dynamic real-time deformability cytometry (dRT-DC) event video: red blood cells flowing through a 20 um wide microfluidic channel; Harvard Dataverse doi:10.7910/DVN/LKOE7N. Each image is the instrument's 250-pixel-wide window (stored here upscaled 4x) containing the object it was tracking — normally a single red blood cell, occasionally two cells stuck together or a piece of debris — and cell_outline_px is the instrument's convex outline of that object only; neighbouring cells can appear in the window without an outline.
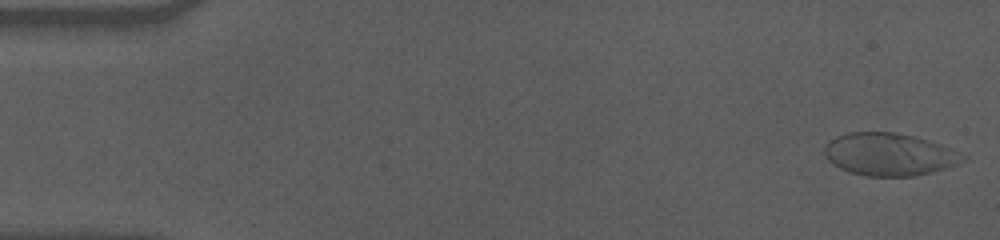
{"species": "human", "species_latin": "Homo sapiens", "temperature_condition": "cold", "stored_images_in_passage": 57, "camera_frame_rate_fps": 3000, "um_per_image_px": 0.085, "donor": {"sex": "male"}, "frame": {"image": 1, "passage_image": 1, "time_ms": 0.0, "image_size_px": [1000, 240], "cell_outline_px": [[968, 156], [964, 160], [956, 164], [932, 172], [912, 176], [864, 176], [848, 172], [840, 168], [828, 160], [824, 152], [824, 148], [828, 140], [836, 136], [848, 132], [896, 132], [928, 140]], "centroid_in_image_um": [75.53, 13.12], "position_along_channel_um": 9.5, "area_um2": 34.16}}
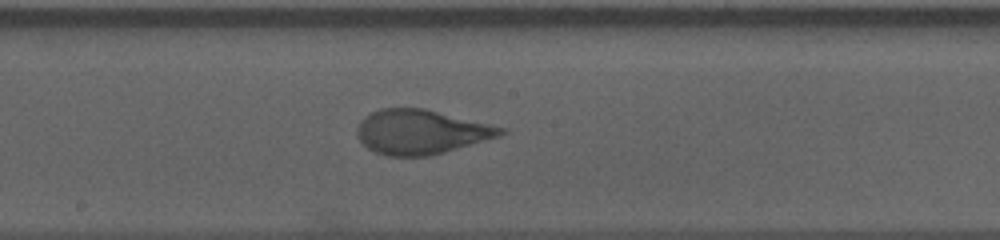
{"frame": {"image": 2, "passage_image": 30, "time_ms": 9.667, "image_size_px": [1000, 240], "cell_outline_px": [[508, 132], [500, 136], [432, 156], [388, 156], [376, 152], [368, 148], [360, 140], [356, 132], [356, 128], [360, 120], [364, 116], [380, 108], [424, 108], [508, 128]], "centroid_in_image_um": [35.81, 11.21], "position_along_channel_um": 212.4, "area_um2": 37.45}}
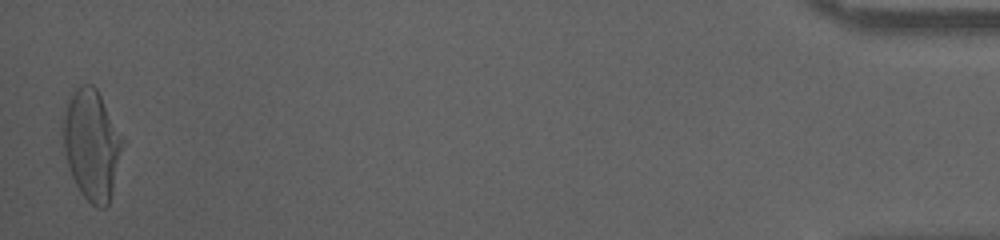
{"frame": {"image": 3, "passage_image": 56, "time_ms": 18.333, "image_size_px": [1000, 240], "cell_outline_px": [[124, 140], [112, 192], [108, 204], [104, 208], [100, 208], [92, 204], [80, 192], [72, 176], [68, 164], [64, 148], [60, 120], [76, 88], [80, 84], [92, 84], [96, 88], [124, 136]], "centroid_in_image_um": [7.79, 12.27], "position_along_channel_um": 427.4, "area_um2": 38.15}, "authors_computed_cell_mechanics": {"area_um2": 36.8764, "velocity_mm_per_s": 3.5379, "shape_relaxation_time_tau1_ms": 6.062, "shape_relaxation_time_tau2_ms": null, "deformation_change_tau1": 0.2037, "deformation_change_tau2": null}}